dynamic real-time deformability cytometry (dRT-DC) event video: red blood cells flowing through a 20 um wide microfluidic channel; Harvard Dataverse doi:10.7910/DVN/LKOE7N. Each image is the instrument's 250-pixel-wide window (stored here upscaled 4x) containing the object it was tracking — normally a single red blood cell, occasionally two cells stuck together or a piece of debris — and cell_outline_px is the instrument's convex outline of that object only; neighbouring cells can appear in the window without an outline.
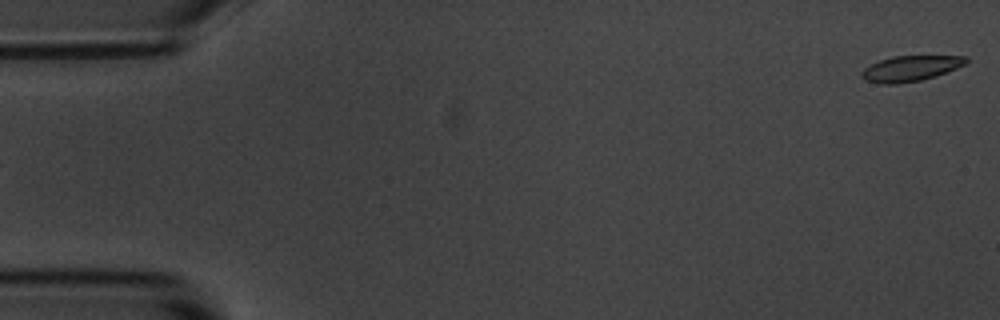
{"species": "common noctule bat (a hibernating species)", "species_latin": "Nyctalus noctula", "temperature_condition": "room temperature", "stored_images_in_passage": 4, "segment_of_instrument_passage": [2, 2], "camera_frame_rate_fps": 3000, "um_per_image_px": 0.085, "animal": {"sex": "male", "body_mass_g": 20.1, "forearm_length_mm": 53.5}, "frame": {"image": 1, "passage_image": 4, "time_ms": 3.667, "image_size_px": [1000, 320], "cell_outline_px": [[968, 60], [964, 64], [956, 68], [936, 76], [920, 80], [896, 84], [880, 84], [864, 80], [860, 76], [860, 72], [864, 68], [880, 60], [892, 56], [968, 56]], "centroid_in_image_um": [77.35, 5.82], "position_along_channel_um": 7.7, "area_um2": 15.49}}